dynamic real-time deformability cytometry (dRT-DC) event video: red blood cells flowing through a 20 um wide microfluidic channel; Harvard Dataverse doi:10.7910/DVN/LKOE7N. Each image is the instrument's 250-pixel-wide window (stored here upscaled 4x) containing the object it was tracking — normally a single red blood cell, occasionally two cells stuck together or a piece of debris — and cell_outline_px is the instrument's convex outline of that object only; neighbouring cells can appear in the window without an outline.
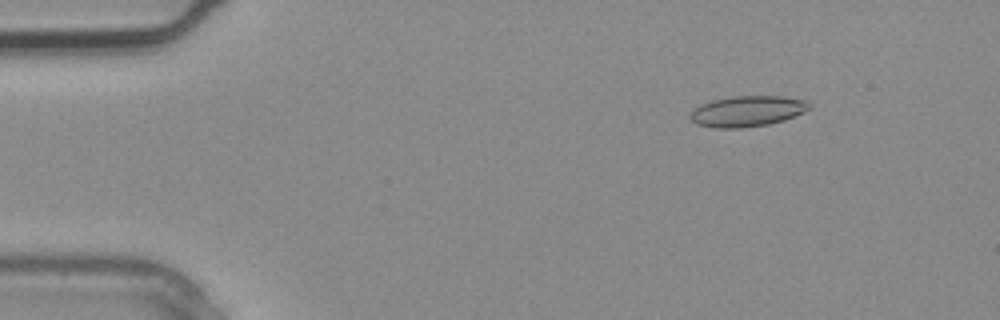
{"species": "common noctule bat (a hibernating species)", "species_latin": "Nyctalus noctula", "temperature_condition": "warm", "stored_images_in_passage": 3, "camera_frame_rate_fps": 3000, "um_per_image_px": 0.085, "animal": {"sex": "male", "body_mass_g": 20.4}, "frame": {"image": 1, "passage_image": 2, "time_ms": 0.333, "image_size_px": [1000, 320], "cell_outline_px": [[812, 108], [804, 112], [784, 120], [768, 124], [740, 128], [712, 128], [696, 124], [688, 116], [700, 104], [712, 100], [732, 96], [784, 96], [804, 100], [812, 104]], "centroid_in_image_um": [63.53, 9.45], "position_along_channel_um": 21.5, "area_um2": 21.44}}